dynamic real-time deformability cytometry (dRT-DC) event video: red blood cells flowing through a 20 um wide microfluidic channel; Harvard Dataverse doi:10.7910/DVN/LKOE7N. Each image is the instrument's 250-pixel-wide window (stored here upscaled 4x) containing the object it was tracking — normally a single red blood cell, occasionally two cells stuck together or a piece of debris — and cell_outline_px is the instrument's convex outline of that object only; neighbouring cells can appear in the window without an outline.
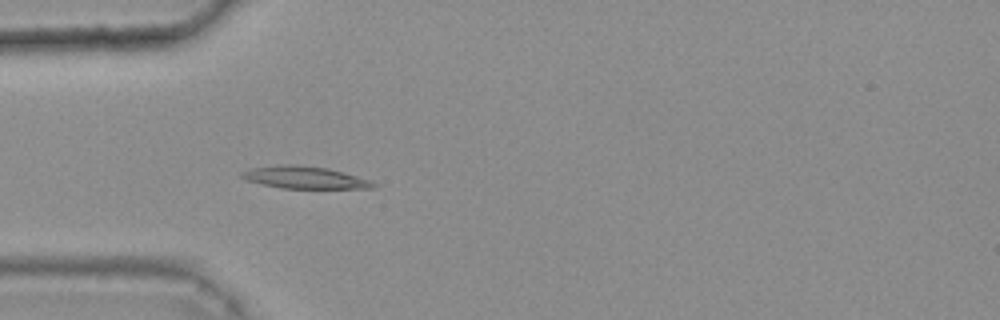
{"species": "common noctule bat (a hibernating species)", "species_latin": "Nyctalus noctula", "temperature_condition": "warm", "stored_images_in_passage": 43, "camera_frame_rate_fps": 3000, "um_per_image_px": 0.085, "animal": {"sex": "female", "body_mass_g": 25.1}, "frame": {"image": 1, "passage_image": 14, "time_ms": 4.333, "image_size_px": [1000, 320], "cell_outline_px": [[376, 184], [372, 188], [280, 188], [244, 180], [240, 176], [240, 172], [248, 168], [276, 164], [300, 164], [328, 168], [344, 172], [368, 180]], "centroid_in_image_um": [25.78, 15.06], "position_along_channel_um": 59.2, "area_um2": 17.22}}
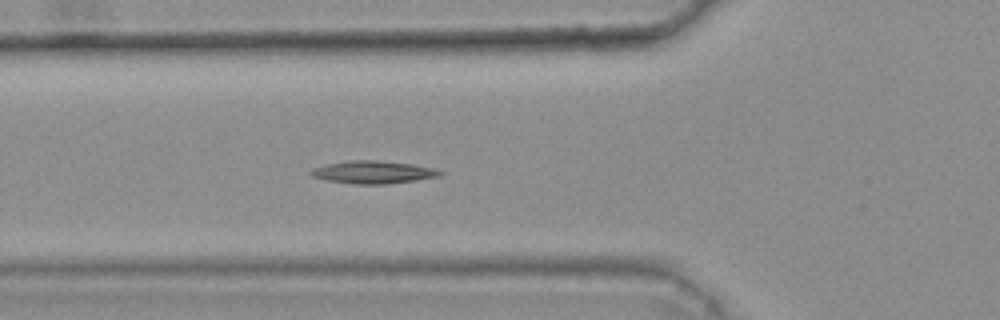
{"frame": {"image": 2, "passage_image": 17, "time_ms": 5.333, "image_size_px": [1000, 320], "cell_outline_px": [[444, 172], [440, 176], [416, 180], [384, 184], [356, 184], [328, 180], [312, 176], [308, 172], [312, 168], [328, 164], [348, 160], [372, 160], [412, 164], [436, 168]], "centroid_in_image_um": [31.73, 14.63], "position_along_channel_um": 94.1, "area_um2": 16.94}}
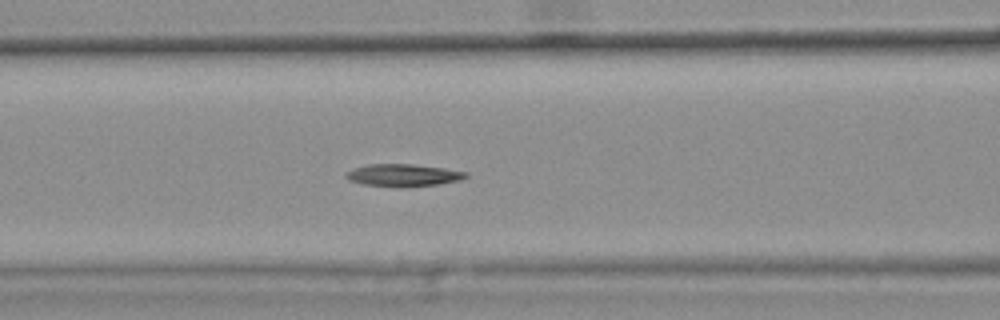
{"frame": {"image": 3, "passage_image": 20, "time_ms": 6.333, "image_size_px": [1000, 320], "cell_outline_px": [[468, 176], [460, 180], [440, 184], [364, 184], [348, 180], [344, 176], [344, 172], [352, 168], [368, 164], [412, 164], [444, 168], [468, 172]], "centroid_in_image_um": [34.25, 14.83], "position_along_channel_um": 132.4, "area_um2": 14.8}}